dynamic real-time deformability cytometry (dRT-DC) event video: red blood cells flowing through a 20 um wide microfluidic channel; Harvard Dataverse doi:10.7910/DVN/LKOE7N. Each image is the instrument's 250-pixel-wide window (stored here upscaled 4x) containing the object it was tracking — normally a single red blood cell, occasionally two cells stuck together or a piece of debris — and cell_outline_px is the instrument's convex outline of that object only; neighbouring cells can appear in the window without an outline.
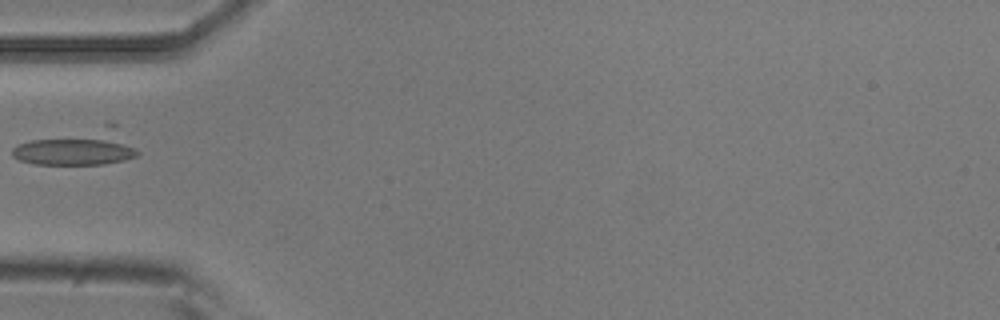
{"species": "common noctule bat (a hibernating species)", "species_latin": "Nyctalus noctula", "temperature_condition": "room temperature", "stored_images_in_passage": 5, "camera_frame_rate_fps": 3000, "um_per_image_px": 0.085, "animal": {"sex": "male", "body_mass_g": 20.5, "forearm_length_mm": 52.5}, "frame": {"image": 1, "passage_image": 5, "time_ms": 1.333, "image_size_px": [1000, 320], "cell_outline_px": [[140, 152], [136, 156], [124, 160], [104, 164], [32, 164], [20, 160], [12, 156], [12, 148], [16, 144], [108, 120], [116, 124]], "centroid_in_image_um": [6.7, 12.46], "position_along_channel_um": 78.3, "area_um2": 27.11}}